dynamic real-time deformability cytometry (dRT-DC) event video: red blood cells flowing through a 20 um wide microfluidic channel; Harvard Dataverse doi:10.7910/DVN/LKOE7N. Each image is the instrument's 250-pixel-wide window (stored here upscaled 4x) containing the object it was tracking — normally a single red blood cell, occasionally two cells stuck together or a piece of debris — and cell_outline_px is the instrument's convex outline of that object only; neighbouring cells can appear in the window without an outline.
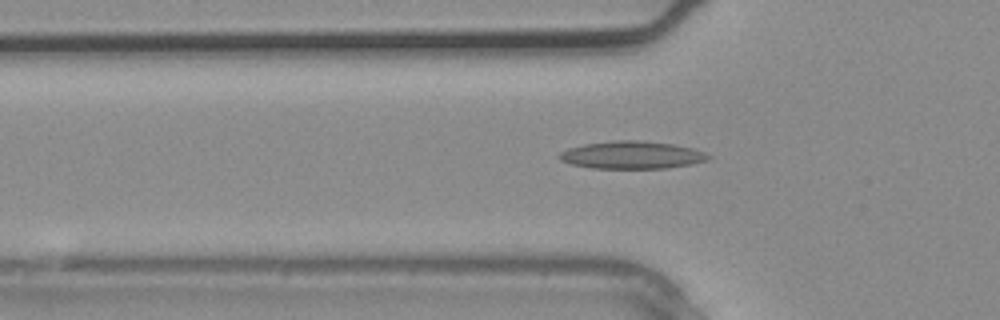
{"species": "common noctule bat (a hibernating species)", "species_latin": "Nyctalus noctula", "temperature_condition": "warm", "stored_images_in_passage": 3, "camera_frame_rate_fps": 3000, "um_per_image_px": 0.085, "animal": {"sex": "male", "body_mass_g": 20.4}, "frame": {"image": 1, "passage_image": 3, "time_ms": 0.667, "image_size_px": [1000, 320], "cell_outline_px": [[712, 156], [708, 160], [692, 164], [664, 168], [592, 168], [572, 164], [560, 160], [556, 156], [560, 152], [568, 148], [584, 144], [612, 140], [640, 140], [672, 144], [692, 148], [704, 152]], "centroid_in_image_um": [53.69, 13.17], "position_along_channel_um": 72.1, "area_um2": 23.99}}